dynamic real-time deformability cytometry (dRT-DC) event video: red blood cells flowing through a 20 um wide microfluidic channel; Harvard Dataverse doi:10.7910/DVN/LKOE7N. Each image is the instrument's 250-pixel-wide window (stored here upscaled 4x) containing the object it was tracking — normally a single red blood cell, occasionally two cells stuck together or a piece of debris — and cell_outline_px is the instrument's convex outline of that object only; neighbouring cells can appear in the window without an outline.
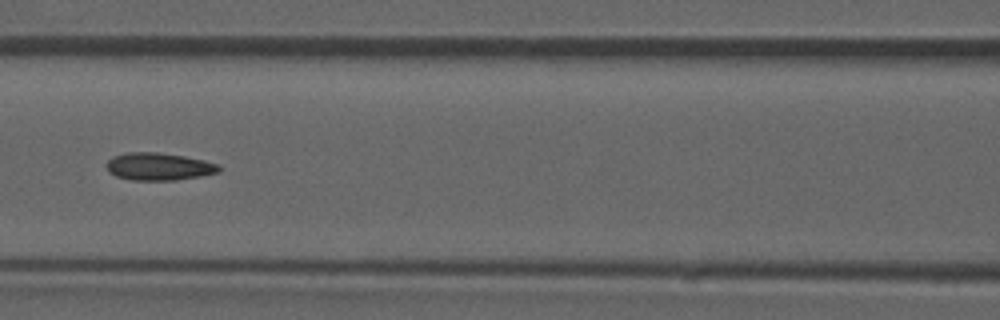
{"species": "common noctule bat (a hibernating species)", "species_latin": "Nyctalus noctula", "temperature_condition": "room temperature", "stored_images_in_passage": 25, "camera_frame_rate_fps": 3000, "um_per_image_px": 0.085, "animal": {"sex": "male", "forearm_length_mm": 52.5}, "frame": {"image": 1, "passage_image": 11, "time_ms": 3.333, "image_size_px": [1000, 320], "cell_outline_px": [[220, 172], [200, 176], [176, 180], [132, 180], [116, 176], [108, 172], [104, 164], [112, 156], [128, 152], [156, 152], [184, 156], [204, 160], [220, 164]], "centroid_in_image_um": [13.47, 14.15], "position_along_channel_um": 153.1, "area_um2": 18.21}}